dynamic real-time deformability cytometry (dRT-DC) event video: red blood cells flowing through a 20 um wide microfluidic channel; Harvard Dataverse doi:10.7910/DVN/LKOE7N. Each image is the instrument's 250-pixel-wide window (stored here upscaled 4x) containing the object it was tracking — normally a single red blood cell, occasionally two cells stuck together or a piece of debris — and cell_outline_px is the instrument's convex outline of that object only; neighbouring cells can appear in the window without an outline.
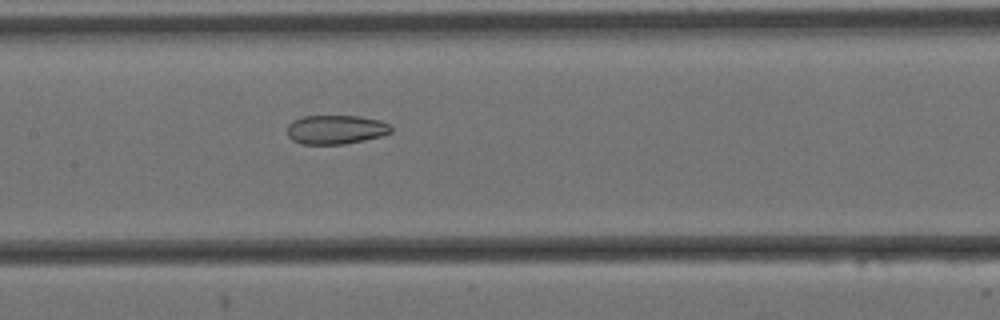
{"species": "Egyptian fruit bat (a non-hibernating species)", "species_latin": "Rousettus aegyptiacus", "temperature_condition": "cold", "stored_images_in_passage": 8, "camera_frame_rate_fps": 3000, "um_per_image_px": 0.085, "animal": {"sex": "female"}, "frame": {"image": 1, "passage_image": 8, "time_ms": 2.333, "image_size_px": [1000, 320], "cell_outline_px": [[392, 132], [380, 136], [364, 140], [344, 144], [300, 144], [292, 140], [288, 136], [288, 124], [292, 120], [304, 116], [360, 116], [380, 120], [388, 124], [392, 128]], "centroid_in_image_um": [28.53, 11.01], "position_along_channel_um": 178.9, "area_um2": 17.63}}